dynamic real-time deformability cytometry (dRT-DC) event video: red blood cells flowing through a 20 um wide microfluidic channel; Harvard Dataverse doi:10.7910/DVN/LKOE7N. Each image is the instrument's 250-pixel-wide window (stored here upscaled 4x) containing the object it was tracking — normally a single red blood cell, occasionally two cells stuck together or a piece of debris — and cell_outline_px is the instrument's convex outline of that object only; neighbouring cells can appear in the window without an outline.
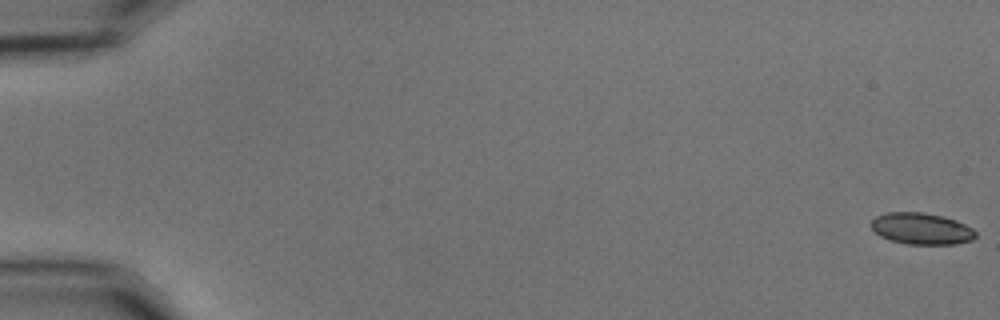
{"species": "common noctule bat (a hibernating species)", "species_latin": "Nyctalus noctula", "temperature_condition": "cold", "stored_images_in_passage": 57, "segment_of_instrument_passage": [1, 2], "camera_frame_rate_fps": 3000, "um_per_image_px": 0.085, "animal": {"sex": "male", "body_mass_g": 15.6}, "frame": {"image": 1, "passage_image": 1, "time_ms": 0.0, "image_size_px": [1000, 320], "cell_outline_px": [[976, 236], [972, 240], [956, 244], [908, 244], [888, 240], [880, 236], [872, 228], [872, 220], [876, 216], [888, 212], [924, 212], [944, 216], [956, 220], [972, 228], [976, 232]], "centroid_in_image_um": [78.33, 19.43], "position_along_channel_um": 6.7, "area_um2": 19.25}}
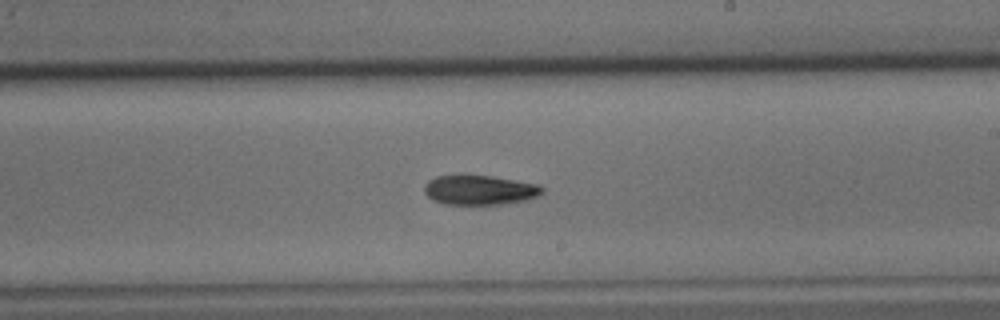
{"frame": {"image": 2, "passage_image": 34, "time_ms": 11.0, "image_size_px": [1000, 320], "cell_outline_px": [[544, 192], [536, 196], [524, 200], [500, 204], [444, 204], [432, 200], [424, 192], [424, 184], [428, 180], [436, 176], [464, 172], [492, 176], [536, 184], [544, 188]], "centroid_in_image_um": [40.68, 16.1], "position_along_channel_um": 248.3, "area_um2": 20.87}}
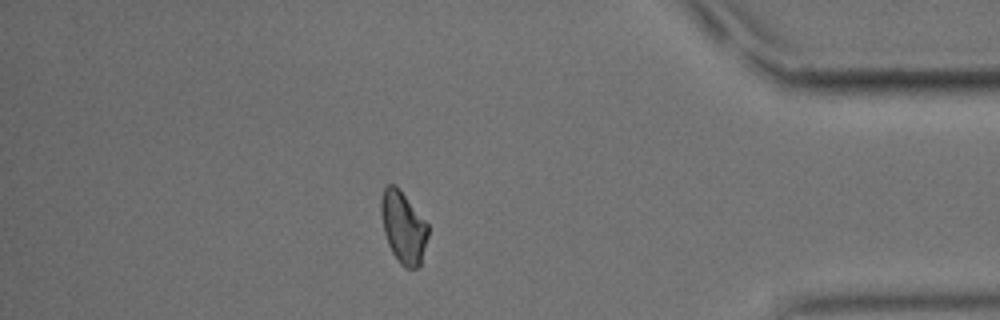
{"frame": {"image": 3, "passage_image": 49, "time_ms": 16.0, "image_size_px": [1000, 320], "cell_outline_px": [[428, 236], [420, 268], [404, 268], [400, 264], [392, 252], [388, 244], [384, 232], [380, 212], [380, 200], [384, 188], [388, 184], [396, 184], [400, 188], [428, 224]], "centroid_in_image_um": [34.28, 19.31], "position_along_channel_um": 400.9, "area_um2": 19.94}}